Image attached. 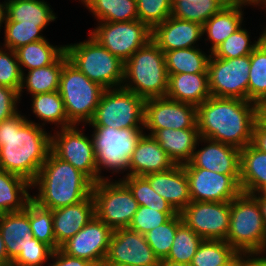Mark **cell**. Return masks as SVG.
Instances as JSON below:
<instances>
[{
  "mask_svg": "<svg viewBox=\"0 0 266 266\" xmlns=\"http://www.w3.org/2000/svg\"><path fill=\"white\" fill-rule=\"evenodd\" d=\"M65 45L68 61L91 81L105 89L122 87L124 62L101 46L94 38Z\"/></svg>",
  "mask_w": 266,
  "mask_h": 266,
  "instance_id": "obj_6",
  "label": "cell"
},
{
  "mask_svg": "<svg viewBox=\"0 0 266 266\" xmlns=\"http://www.w3.org/2000/svg\"><path fill=\"white\" fill-rule=\"evenodd\" d=\"M195 202H230L242 191L240 174H220L203 168H184Z\"/></svg>",
  "mask_w": 266,
  "mask_h": 266,
  "instance_id": "obj_16",
  "label": "cell"
},
{
  "mask_svg": "<svg viewBox=\"0 0 266 266\" xmlns=\"http://www.w3.org/2000/svg\"><path fill=\"white\" fill-rule=\"evenodd\" d=\"M19 99L17 90L0 86V122L18 113L16 104Z\"/></svg>",
  "mask_w": 266,
  "mask_h": 266,
  "instance_id": "obj_49",
  "label": "cell"
},
{
  "mask_svg": "<svg viewBox=\"0 0 266 266\" xmlns=\"http://www.w3.org/2000/svg\"><path fill=\"white\" fill-rule=\"evenodd\" d=\"M93 184L84 173L51 151L31 184L39 190L32 200L43 208L54 210L91 196Z\"/></svg>",
  "mask_w": 266,
  "mask_h": 266,
  "instance_id": "obj_3",
  "label": "cell"
},
{
  "mask_svg": "<svg viewBox=\"0 0 266 266\" xmlns=\"http://www.w3.org/2000/svg\"><path fill=\"white\" fill-rule=\"evenodd\" d=\"M204 239L182 222L177 230L168 256L161 262L190 264Z\"/></svg>",
  "mask_w": 266,
  "mask_h": 266,
  "instance_id": "obj_38",
  "label": "cell"
},
{
  "mask_svg": "<svg viewBox=\"0 0 266 266\" xmlns=\"http://www.w3.org/2000/svg\"><path fill=\"white\" fill-rule=\"evenodd\" d=\"M56 250L72 238L95 216L92 195L85 200L52 210Z\"/></svg>",
  "mask_w": 266,
  "mask_h": 266,
  "instance_id": "obj_21",
  "label": "cell"
},
{
  "mask_svg": "<svg viewBox=\"0 0 266 266\" xmlns=\"http://www.w3.org/2000/svg\"><path fill=\"white\" fill-rule=\"evenodd\" d=\"M160 266H190V264L175 263V262H160Z\"/></svg>",
  "mask_w": 266,
  "mask_h": 266,
  "instance_id": "obj_59",
  "label": "cell"
},
{
  "mask_svg": "<svg viewBox=\"0 0 266 266\" xmlns=\"http://www.w3.org/2000/svg\"><path fill=\"white\" fill-rule=\"evenodd\" d=\"M203 26L170 16L152 29L151 40L165 53L169 50L196 47L203 36Z\"/></svg>",
  "mask_w": 266,
  "mask_h": 266,
  "instance_id": "obj_20",
  "label": "cell"
},
{
  "mask_svg": "<svg viewBox=\"0 0 266 266\" xmlns=\"http://www.w3.org/2000/svg\"><path fill=\"white\" fill-rule=\"evenodd\" d=\"M256 119L266 127V98L256 103Z\"/></svg>",
  "mask_w": 266,
  "mask_h": 266,
  "instance_id": "obj_52",
  "label": "cell"
},
{
  "mask_svg": "<svg viewBox=\"0 0 266 266\" xmlns=\"http://www.w3.org/2000/svg\"><path fill=\"white\" fill-rule=\"evenodd\" d=\"M5 23V51L11 49L15 51L28 43L46 39L40 35L43 30L38 25L21 24V22L4 21Z\"/></svg>",
  "mask_w": 266,
  "mask_h": 266,
  "instance_id": "obj_44",
  "label": "cell"
},
{
  "mask_svg": "<svg viewBox=\"0 0 266 266\" xmlns=\"http://www.w3.org/2000/svg\"><path fill=\"white\" fill-rule=\"evenodd\" d=\"M264 4V5H266V0H260V3H259V5H261V4ZM266 7V6H265Z\"/></svg>",
  "mask_w": 266,
  "mask_h": 266,
  "instance_id": "obj_62",
  "label": "cell"
},
{
  "mask_svg": "<svg viewBox=\"0 0 266 266\" xmlns=\"http://www.w3.org/2000/svg\"><path fill=\"white\" fill-rule=\"evenodd\" d=\"M262 40L266 43V28L263 31Z\"/></svg>",
  "mask_w": 266,
  "mask_h": 266,
  "instance_id": "obj_61",
  "label": "cell"
},
{
  "mask_svg": "<svg viewBox=\"0 0 266 266\" xmlns=\"http://www.w3.org/2000/svg\"><path fill=\"white\" fill-rule=\"evenodd\" d=\"M53 250L45 243L32 238L30 243L23 247L20 254L11 262L13 266H43L52 256Z\"/></svg>",
  "mask_w": 266,
  "mask_h": 266,
  "instance_id": "obj_48",
  "label": "cell"
},
{
  "mask_svg": "<svg viewBox=\"0 0 266 266\" xmlns=\"http://www.w3.org/2000/svg\"><path fill=\"white\" fill-rule=\"evenodd\" d=\"M29 221L33 237L55 251L56 239L54 236L52 210L39 206L31 199L29 201Z\"/></svg>",
  "mask_w": 266,
  "mask_h": 266,
  "instance_id": "obj_42",
  "label": "cell"
},
{
  "mask_svg": "<svg viewBox=\"0 0 266 266\" xmlns=\"http://www.w3.org/2000/svg\"><path fill=\"white\" fill-rule=\"evenodd\" d=\"M0 232L8 254V266L33 237L29 221V202L22 211L0 214Z\"/></svg>",
  "mask_w": 266,
  "mask_h": 266,
  "instance_id": "obj_24",
  "label": "cell"
},
{
  "mask_svg": "<svg viewBox=\"0 0 266 266\" xmlns=\"http://www.w3.org/2000/svg\"><path fill=\"white\" fill-rule=\"evenodd\" d=\"M103 266H133V265H127L123 263H103Z\"/></svg>",
  "mask_w": 266,
  "mask_h": 266,
  "instance_id": "obj_60",
  "label": "cell"
},
{
  "mask_svg": "<svg viewBox=\"0 0 266 266\" xmlns=\"http://www.w3.org/2000/svg\"><path fill=\"white\" fill-rule=\"evenodd\" d=\"M175 166L168 154L152 135L143 134L138 141L130 162L127 176H146L163 172Z\"/></svg>",
  "mask_w": 266,
  "mask_h": 266,
  "instance_id": "obj_23",
  "label": "cell"
},
{
  "mask_svg": "<svg viewBox=\"0 0 266 266\" xmlns=\"http://www.w3.org/2000/svg\"><path fill=\"white\" fill-rule=\"evenodd\" d=\"M4 21L38 25L42 29L57 17L44 0H7Z\"/></svg>",
  "mask_w": 266,
  "mask_h": 266,
  "instance_id": "obj_29",
  "label": "cell"
},
{
  "mask_svg": "<svg viewBox=\"0 0 266 266\" xmlns=\"http://www.w3.org/2000/svg\"><path fill=\"white\" fill-rule=\"evenodd\" d=\"M256 103L210 96L197 106L200 137L243 149L252 143Z\"/></svg>",
  "mask_w": 266,
  "mask_h": 266,
  "instance_id": "obj_2",
  "label": "cell"
},
{
  "mask_svg": "<svg viewBox=\"0 0 266 266\" xmlns=\"http://www.w3.org/2000/svg\"><path fill=\"white\" fill-rule=\"evenodd\" d=\"M246 255L247 254H238L226 266H253V257L252 256L250 257V255H247V256ZM246 258H247V260H246Z\"/></svg>",
  "mask_w": 266,
  "mask_h": 266,
  "instance_id": "obj_53",
  "label": "cell"
},
{
  "mask_svg": "<svg viewBox=\"0 0 266 266\" xmlns=\"http://www.w3.org/2000/svg\"><path fill=\"white\" fill-rule=\"evenodd\" d=\"M113 230L96 216L66 241L60 249L67 255L102 265L110 244Z\"/></svg>",
  "mask_w": 266,
  "mask_h": 266,
  "instance_id": "obj_17",
  "label": "cell"
},
{
  "mask_svg": "<svg viewBox=\"0 0 266 266\" xmlns=\"http://www.w3.org/2000/svg\"><path fill=\"white\" fill-rule=\"evenodd\" d=\"M19 112L0 122V169L33 183L51 152V134Z\"/></svg>",
  "mask_w": 266,
  "mask_h": 266,
  "instance_id": "obj_1",
  "label": "cell"
},
{
  "mask_svg": "<svg viewBox=\"0 0 266 266\" xmlns=\"http://www.w3.org/2000/svg\"><path fill=\"white\" fill-rule=\"evenodd\" d=\"M144 129L149 135L160 129H187L197 127V107L170 99L155 97L145 100Z\"/></svg>",
  "mask_w": 266,
  "mask_h": 266,
  "instance_id": "obj_15",
  "label": "cell"
},
{
  "mask_svg": "<svg viewBox=\"0 0 266 266\" xmlns=\"http://www.w3.org/2000/svg\"><path fill=\"white\" fill-rule=\"evenodd\" d=\"M151 187L180 213L192 200L189 183L183 165L144 176Z\"/></svg>",
  "mask_w": 266,
  "mask_h": 266,
  "instance_id": "obj_22",
  "label": "cell"
},
{
  "mask_svg": "<svg viewBox=\"0 0 266 266\" xmlns=\"http://www.w3.org/2000/svg\"><path fill=\"white\" fill-rule=\"evenodd\" d=\"M95 216L112 230L128 228L139 208L130 189L121 181L99 180L93 184Z\"/></svg>",
  "mask_w": 266,
  "mask_h": 266,
  "instance_id": "obj_10",
  "label": "cell"
},
{
  "mask_svg": "<svg viewBox=\"0 0 266 266\" xmlns=\"http://www.w3.org/2000/svg\"><path fill=\"white\" fill-rule=\"evenodd\" d=\"M207 142V146L193 152L184 168H203L220 174H240V149L199 137L198 141Z\"/></svg>",
  "mask_w": 266,
  "mask_h": 266,
  "instance_id": "obj_19",
  "label": "cell"
},
{
  "mask_svg": "<svg viewBox=\"0 0 266 266\" xmlns=\"http://www.w3.org/2000/svg\"><path fill=\"white\" fill-rule=\"evenodd\" d=\"M227 4L226 0H173L171 16L203 26Z\"/></svg>",
  "mask_w": 266,
  "mask_h": 266,
  "instance_id": "obj_35",
  "label": "cell"
},
{
  "mask_svg": "<svg viewBox=\"0 0 266 266\" xmlns=\"http://www.w3.org/2000/svg\"><path fill=\"white\" fill-rule=\"evenodd\" d=\"M5 11H6V4L0 3V29H1L2 23H4V20H5Z\"/></svg>",
  "mask_w": 266,
  "mask_h": 266,
  "instance_id": "obj_58",
  "label": "cell"
},
{
  "mask_svg": "<svg viewBox=\"0 0 266 266\" xmlns=\"http://www.w3.org/2000/svg\"><path fill=\"white\" fill-rule=\"evenodd\" d=\"M145 236L129 228L113 230L103 263H123L133 266H160Z\"/></svg>",
  "mask_w": 266,
  "mask_h": 266,
  "instance_id": "obj_18",
  "label": "cell"
},
{
  "mask_svg": "<svg viewBox=\"0 0 266 266\" xmlns=\"http://www.w3.org/2000/svg\"><path fill=\"white\" fill-rule=\"evenodd\" d=\"M226 241L239 254L258 256L266 251V227L258 201L252 194L241 192L230 201Z\"/></svg>",
  "mask_w": 266,
  "mask_h": 266,
  "instance_id": "obj_5",
  "label": "cell"
},
{
  "mask_svg": "<svg viewBox=\"0 0 266 266\" xmlns=\"http://www.w3.org/2000/svg\"><path fill=\"white\" fill-rule=\"evenodd\" d=\"M15 52L24 75L23 67L29 71L55 63L65 53V46H53L44 39L21 46Z\"/></svg>",
  "mask_w": 266,
  "mask_h": 266,
  "instance_id": "obj_32",
  "label": "cell"
},
{
  "mask_svg": "<svg viewBox=\"0 0 266 266\" xmlns=\"http://www.w3.org/2000/svg\"><path fill=\"white\" fill-rule=\"evenodd\" d=\"M76 125L62 128L51 136V151L84 173L93 183L98 182L93 140L85 136Z\"/></svg>",
  "mask_w": 266,
  "mask_h": 266,
  "instance_id": "obj_13",
  "label": "cell"
},
{
  "mask_svg": "<svg viewBox=\"0 0 266 266\" xmlns=\"http://www.w3.org/2000/svg\"><path fill=\"white\" fill-rule=\"evenodd\" d=\"M182 221L204 240H223L229 231L230 202L191 201L181 212Z\"/></svg>",
  "mask_w": 266,
  "mask_h": 266,
  "instance_id": "obj_14",
  "label": "cell"
},
{
  "mask_svg": "<svg viewBox=\"0 0 266 266\" xmlns=\"http://www.w3.org/2000/svg\"><path fill=\"white\" fill-rule=\"evenodd\" d=\"M243 5L245 6L240 3H228L205 22L202 33H207L208 38L205 40L211 41V53L241 27L243 21L241 7Z\"/></svg>",
  "mask_w": 266,
  "mask_h": 266,
  "instance_id": "obj_28",
  "label": "cell"
},
{
  "mask_svg": "<svg viewBox=\"0 0 266 266\" xmlns=\"http://www.w3.org/2000/svg\"><path fill=\"white\" fill-rule=\"evenodd\" d=\"M51 258H54L56 262L50 264V266H96L88 260L71 257L60 248L53 251Z\"/></svg>",
  "mask_w": 266,
  "mask_h": 266,
  "instance_id": "obj_50",
  "label": "cell"
},
{
  "mask_svg": "<svg viewBox=\"0 0 266 266\" xmlns=\"http://www.w3.org/2000/svg\"><path fill=\"white\" fill-rule=\"evenodd\" d=\"M59 93L64 102L68 121L72 125L90 123L105 91L67 61L62 68Z\"/></svg>",
  "mask_w": 266,
  "mask_h": 266,
  "instance_id": "obj_7",
  "label": "cell"
},
{
  "mask_svg": "<svg viewBox=\"0 0 266 266\" xmlns=\"http://www.w3.org/2000/svg\"><path fill=\"white\" fill-rule=\"evenodd\" d=\"M0 262L4 265V266H8V254L5 248V244L0 232Z\"/></svg>",
  "mask_w": 266,
  "mask_h": 266,
  "instance_id": "obj_55",
  "label": "cell"
},
{
  "mask_svg": "<svg viewBox=\"0 0 266 266\" xmlns=\"http://www.w3.org/2000/svg\"><path fill=\"white\" fill-rule=\"evenodd\" d=\"M182 222L181 215L178 213L166 223L144 234L147 243L160 261L168 256L176 235V230Z\"/></svg>",
  "mask_w": 266,
  "mask_h": 266,
  "instance_id": "obj_41",
  "label": "cell"
},
{
  "mask_svg": "<svg viewBox=\"0 0 266 266\" xmlns=\"http://www.w3.org/2000/svg\"><path fill=\"white\" fill-rule=\"evenodd\" d=\"M152 136L175 165H184L190 162L200 137L198 128H165L156 130Z\"/></svg>",
  "mask_w": 266,
  "mask_h": 266,
  "instance_id": "obj_25",
  "label": "cell"
},
{
  "mask_svg": "<svg viewBox=\"0 0 266 266\" xmlns=\"http://www.w3.org/2000/svg\"><path fill=\"white\" fill-rule=\"evenodd\" d=\"M33 113L44 122L61 125L62 128L73 126L67 118L64 102L59 91L32 95Z\"/></svg>",
  "mask_w": 266,
  "mask_h": 266,
  "instance_id": "obj_36",
  "label": "cell"
},
{
  "mask_svg": "<svg viewBox=\"0 0 266 266\" xmlns=\"http://www.w3.org/2000/svg\"><path fill=\"white\" fill-rule=\"evenodd\" d=\"M177 214L178 212H160V209L139 206L128 228L144 235Z\"/></svg>",
  "mask_w": 266,
  "mask_h": 266,
  "instance_id": "obj_46",
  "label": "cell"
},
{
  "mask_svg": "<svg viewBox=\"0 0 266 266\" xmlns=\"http://www.w3.org/2000/svg\"><path fill=\"white\" fill-rule=\"evenodd\" d=\"M253 266H266V257L265 256H258L255 257L253 256Z\"/></svg>",
  "mask_w": 266,
  "mask_h": 266,
  "instance_id": "obj_57",
  "label": "cell"
},
{
  "mask_svg": "<svg viewBox=\"0 0 266 266\" xmlns=\"http://www.w3.org/2000/svg\"><path fill=\"white\" fill-rule=\"evenodd\" d=\"M259 151L266 153V127L257 119L253 126L252 143Z\"/></svg>",
  "mask_w": 266,
  "mask_h": 266,
  "instance_id": "obj_51",
  "label": "cell"
},
{
  "mask_svg": "<svg viewBox=\"0 0 266 266\" xmlns=\"http://www.w3.org/2000/svg\"><path fill=\"white\" fill-rule=\"evenodd\" d=\"M249 70L250 55L224 59L211 53L207 67L211 96L248 101Z\"/></svg>",
  "mask_w": 266,
  "mask_h": 266,
  "instance_id": "obj_11",
  "label": "cell"
},
{
  "mask_svg": "<svg viewBox=\"0 0 266 266\" xmlns=\"http://www.w3.org/2000/svg\"><path fill=\"white\" fill-rule=\"evenodd\" d=\"M239 184L241 191L247 194L266 190V153L252 144L240 149Z\"/></svg>",
  "mask_w": 266,
  "mask_h": 266,
  "instance_id": "obj_27",
  "label": "cell"
},
{
  "mask_svg": "<svg viewBox=\"0 0 266 266\" xmlns=\"http://www.w3.org/2000/svg\"><path fill=\"white\" fill-rule=\"evenodd\" d=\"M239 253L223 240H203L190 266H226Z\"/></svg>",
  "mask_w": 266,
  "mask_h": 266,
  "instance_id": "obj_37",
  "label": "cell"
},
{
  "mask_svg": "<svg viewBox=\"0 0 266 266\" xmlns=\"http://www.w3.org/2000/svg\"><path fill=\"white\" fill-rule=\"evenodd\" d=\"M168 74L207 73L210 55L200 48H184L169 50L164 53Z\"/></svg>",
  "mask_w": 266,
  "mask_h": 266,
  "instance_id": "obj_34",
  "label": "cell"
},
{
  "mask_svg": "<svg viewBox=\"0 0 266 266\" xmlns=\"http://www.w3.org/2000/svg\"><path fill=\"white\" fill-rule=\"evenodd\" d=\"M228 3H240V4H249V5H259L260 0H226Z\"/></svg>",
  "mask_w": 266,
  "mask_h": 266,
  "instance_id": "obj_56",
  "label": "cell"
},
{
  "mask_svg": "<svg viewBox=\"0 0 266 266\" xmlns=\"http://www.w3.org/2000/svg\"><path fill=\"white\" fill-rule=\"evenodd\" d=\"M120 180L130 189L139 206L160 209V212H177L170 203L153 190L144 176H125Z\"/></svg>",
  "mask_w": 266,
  "mask_h": 266,
  "instance_id": "obj_40",
  "label": "cell"
},
{
  "mask_svg": "<svg viewBox=\"0 0 266 266\" xmlns=\"http://www.w3.org/2000/svg\"><path fill=\"white\" fill-rule=\"evenodd\" d=\"M30 187L24 178L0 169V214L24 210L32 199Z\"/></svg>",
  "mask_w": 266,
  "mask_h": 266,
  "instance_id": "obj_30",
  "label": "cell"
},
{
  "mask_svg": "<svg viewBox=\"0 0 266 266\" xmlns=\"http://www.w3.org/2000/svg\"><path fill=\"white\" fill-rule=\"evenodd\" d=\"M8 52L0 48V86L20 91L22 72L17 60L16 52L8 49Z\"/></svg>",
  "mask_w": 266,
  "mask_h": 266,
  "instance_id": "obj_47",
  "label": "cell"
},
{
  "mask_svg": "<svg viewBox=\"0 0 266 266\" xmlns=\"http://www.w3.org/2000/svg\"><path fill=\"white\" fill-rule=\"evenodd\" d=\"M168 79L165 54L152 40L135 51L124 63V85L122 84V87L145 100L165 97Z\"/></svg>",
  "mask_w": 266,
  "mask_h": 266,
  "instance_id": "obj_4",
  "label": "cell"
},
{
  "mask_svg": "<svg viewBox=\"0 0 266 266\" xmlns=\"http://www.w3.org/2000/svg\"><path fill=\"white\" fill-rule=\"evenodd\" d=\"M94 133L92 140L94 144L95 159L98 172V181L106 180L101 176V168L129 171V162L132 153L142 137L143 128H113L103 126H93ZM104 177V178H103Z\"/></svg>",
  "mask_w": 266,
  "mask_h": 266,
  "instance_id": "obj_8",
  "label": "cell"
},
{
  "mask_svg": "<svg viewBox=\"0 0 266 266\" xmlns=\"http://www.w3.org/2000/svg\"><path fill=\"white\" fill-rule=\"evenodd\" d=\"M266 98V43L262 40L250 54L248 101Z\"/></svg>",
  "mask_w": 266,
  "mask_h": 266,
  "instance_id": "obj_39",
  "label": "cell"
},
{
  "mask_svg": "<svg viewBox=\"0 0 266 266\" xmlns=\"http://www.w3.org/2000/svg\"><path fill=\"white\" fill-rule=\"evenodd\" d=\"M145 99L123 87L105 89L90 125L142 128ZM139 124V125H138Z\"/></svg>",
  "mask_w": 266,
  "mask_h": 266,
  "instance_id": "obj_9",
  "label": "cell"
},
{
  "mask_svg": "<svg viewBox=\"0 0 266 266\" xmlns=\"http://www.w3.org/2000/svg\"><path fill=\"white\" fill-rule=\"evenodd\" d=\"M100 23L90 36L124 63L151 40L152 30L140 20Z\"/></svg>",
  "mask_w": 266,
  "mask_h": 266,
  "instance_id": "obj_12",
  "label": "cell"
},
{
  "mask_svg": "<svg viewBox=\"0 0 266 266\" xmlns=\"http://www.w3.org/2000/svg\"><path fill=\"white\" fill-rule=\"evenodd\" d=\"M67 61V55L64 53L55 63L42 68L29 70L27 76L22 75L19 97H21L24 87H26L31 95L58 91L60 74L63 65Z\"/></svg>",
  "mask_w": 266,
  "mask_h": 266,
  "instance_id": "obj_31",
  "label": "cell"
},
{
  "mask_svg": "<svg viewBox=\"0 0 266 266\" xmlns=\"http://www.w3.org/2000/svg\"><path fill=\"white\" fill-rule=\"evenodd\" d=\"M249 33L241 27L223 41L212 54L217 58L233 59L250 55L252 51L262 41V34L255 43H249Z\"/></svg>",
  "mask_w": 266,
  "mask_h": 266,
  "instance_id": "obj_43",
  "label": "cell"
},
{
  "mask_svg": "<svg viewBox=\"0 0 266 266\" xmlns=\"http://www.w3.org/2000/svg\"><path fill=\"white\" fill-rule=\"evenodd\" d=\"M258 194V195H257ZM258 201L260 211L262 214V218L264 220V224L266 227V193L264 192H257L252 194Z\"/></svg>",
  "mask_w": 266,
  "mask_h": 266,
  "instance_id": "obj_54",
  "label": "cell"
},
{
  "mask_svg": "<svg viewBox=\"0 0 266 266\" xmlns=\"http://www.w3.org/2000/svg\"><path fill=\"white\" fill-rule=\"evenodd\" d=\"M166 97L182 103L199 106L211 94L207 73L168 74Z\"/></svg>",
  "mask_w": 266,
  "mask_h": 266,
  "instance_id": "obj_26",
  "label": "cell"
},
{
  "mask_svg": "<svg viewBox=\"0 0 266 266\" xmlns=\"http://www.w3.org/2000/svg\"><path fill=\"white\" fill-rule=\"evenodd\" d=\"M98 22L138 20L136 0H81Z\"/></svg>",
  "mask_w": 266,
  "mask_h": 266,
  "instance_id": "obj_33",
  "label": "cell"
},
{
  "mask_svg": "<svg viewBox=\"0 0 266 266\" xmlns=\"http://www.w3.org/2000/svg\"><path fill=\"white\" fill-rule=\"evenodd\" d=\"M173 0H136L138 20L151 30L171 16Z\"/></svg>",
  "mask_w": 266,
  "mask_h": 266,
  "instance_id": "obj_45",
  "label": "cell"
}]
</instances>
